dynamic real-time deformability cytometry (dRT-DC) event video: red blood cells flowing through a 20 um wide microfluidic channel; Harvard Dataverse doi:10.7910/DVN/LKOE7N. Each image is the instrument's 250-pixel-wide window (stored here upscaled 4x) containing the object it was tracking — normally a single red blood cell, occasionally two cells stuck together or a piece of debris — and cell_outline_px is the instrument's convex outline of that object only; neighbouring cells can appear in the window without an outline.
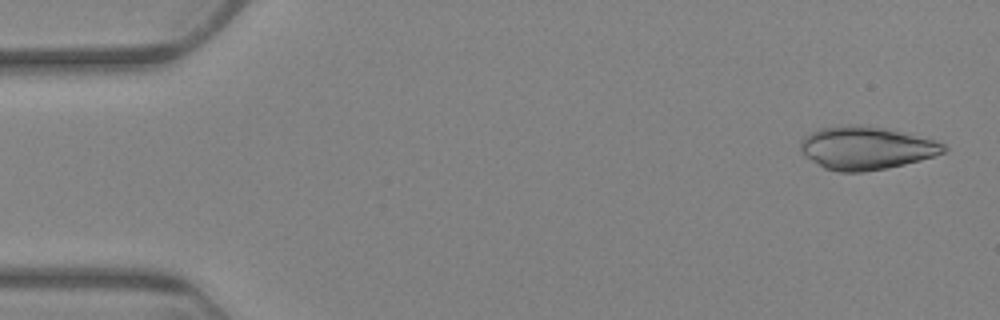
{"species": "Egyptian fruit bat (a non-hibernating species)", "species_latin": "Rousettus aegyptiacus", "temperature_condition": "warm", "stored_images_in_passage": 6, "camera_frame_rate_fps": 3000, "um_per_image_px": 0.085, "animal": {"sex": "female"}, "frame": {"image": 1, "passage_image": 1, "time_ms": 0.0, "image_size_px": [1000, 320], "cell_outline_px": [[948, 148], [944, 152], [920, 160], [888, 168], [864, 172], [840, 172], [824, 168], [800, 152], [800, 140], [804, 136], [820, 128], [848, 124], [860, 124], [888, 128], [932, 140], [944, 144]], "centroid_in_image_um": [73.59, 12.57], "position_along_channel_um": 11.4, "area_um2": 35.89}}
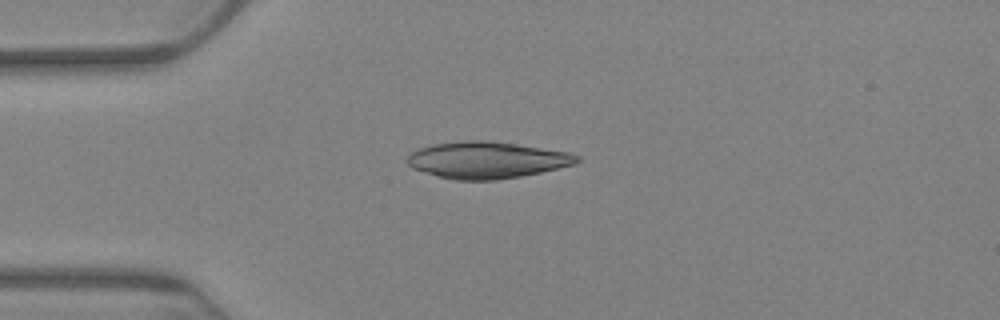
{"frame": {"image": 2, "passage_image": 4, "time_ms": 4.333, "image_size_px": [1000, 320], "cell_outline_px": [[580, 160], [576, 164], [540, 172], [520, 176], [496, 180], [452, 180], [412, 168], [404, 160], [412, 152], [420, 148], [432, 144], [464, 140], [484, 140], [516, 144], [568, 152], [580, 156]], "centroid_in_image_um": [41.36, 13.6], "position_along_channel_um": 43.6, "area_um2": 36.18}}
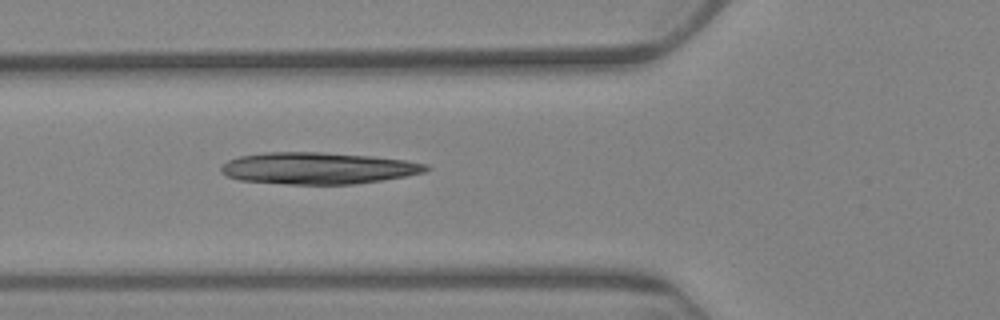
{"frame": {"image": 3, "passage_image": 6, "time_ms": 6.667, "image_size_px": [1000, 320], "cell_outline_px": [[432, 168], [424, 172], [404, 176], [380, 180], [352, 184], [284, 184], [240, 180], [228, 176], [220, 172], [220, 164], [228, 160], [240, 156], [264, 152], [324, 152], [372, 156], [404, 160], [428, 164]], "centroid_in_image_um": [26.99, 14.29], "position_along_channel_um": 98.8, "area_um2": 37.92}}